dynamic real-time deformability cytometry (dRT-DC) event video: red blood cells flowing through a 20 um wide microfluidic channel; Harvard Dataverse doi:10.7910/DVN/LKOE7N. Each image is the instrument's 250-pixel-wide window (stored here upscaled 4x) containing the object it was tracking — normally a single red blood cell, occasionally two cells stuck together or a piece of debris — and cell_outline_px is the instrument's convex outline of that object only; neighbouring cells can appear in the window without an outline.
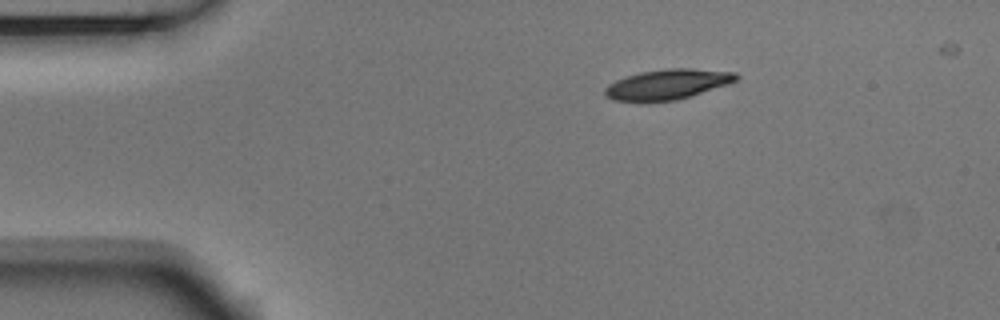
{"species": "Egyptian fruit bat (a non-hibernating species)", "species_latin": "Rousettus aegyptiacus", "temperature_condition": "room temperature", "stored_images_in_passage": 4, "camera_frame_rate_fps": 3000, "um_per_image_px": 0.085, "animal": {"sex": "male"}, "frame": {"image": 1, "passage_image": 1, "time_ms": 0.0, "image_size_px": [1000, 320], "cell_outline_px": [[740, 76], [736, 80], [728, 84], [676, 100], [612, 100], [604, 92], [604, 88], [608, 84], [616, 80], [640, 72], [668, 68], [692, 68], [736, 72]], "centroid_in_image_um": [56.77, 7.14], "position_along_channel_um": 28.2, "area_um2": 22.6}}
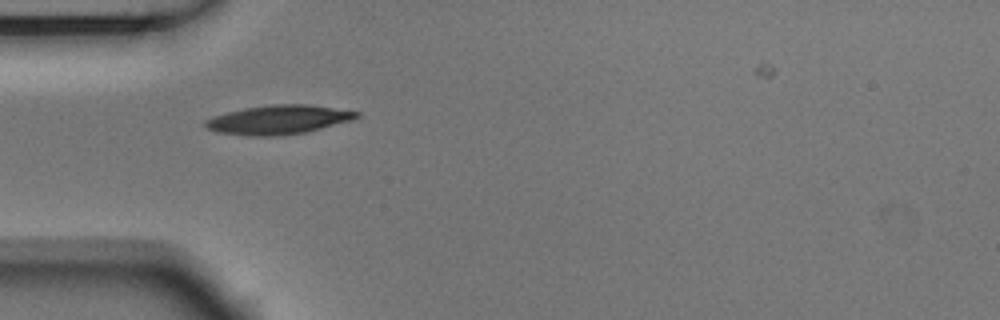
{"frame": {"image": 2, "passage_image": 3, "time_ms": 0.667, "image_size_px": [1000, 320], "cell_outline_px": [[360, 116], [352, 120], [304, 132], [276, 136], [252, 136], [216, 132], [208, 128], [204, 124], [204, 120], [212, 116], [244, 108], [272, 104], [308, 104], [360, 112]], "centroid_in_image_um": [23.64, 10.17], "position_along_channel_um": 61.4, "area_um2": 25.43}}
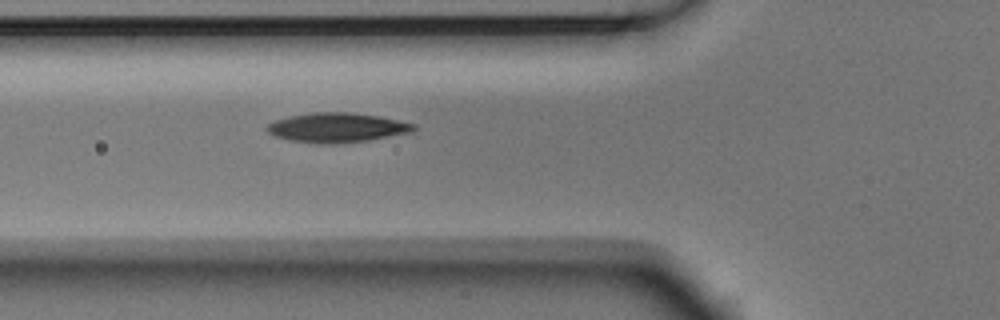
{"frame": {"image": 3, "passage_image": 4, "time_ms": 1.0, "image_size_px": [1000, 320], "cell_outline_px": [[416, 128], [412, 132], [368, 140], [336, 144], [328, 144], [292, 140], [276, 136], [268, 132], [264, 128], [268, 124], [276, 120], [292, 116], [316, 112], [348, 112], [380, 116], [416, 124]], "centroid_in_image_um": [28.68, 10.84], "position_along_channel_um": 97.1, "area_um2": 24.97}}